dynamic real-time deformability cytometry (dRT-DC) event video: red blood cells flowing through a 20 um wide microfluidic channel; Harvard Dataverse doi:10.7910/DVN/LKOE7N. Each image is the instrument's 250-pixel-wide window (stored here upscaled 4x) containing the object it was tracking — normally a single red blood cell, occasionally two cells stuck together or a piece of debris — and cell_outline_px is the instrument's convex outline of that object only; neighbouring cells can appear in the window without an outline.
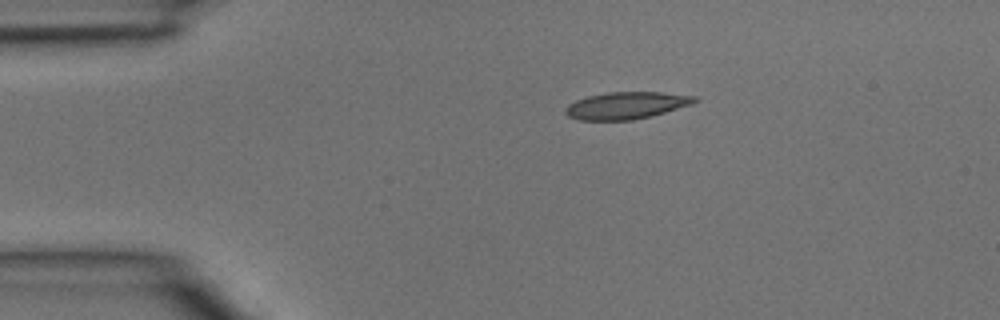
{"species": "common noctule bat (a hibernating species)", "species_latin": "Nyctalus noctula", "temperature_condition": "room temperature", "stored_images_in_passage": 2, "camera_frame_rate_fps": 3000, "um_per_image_px": 0.085, "animal": {"sex": "male", "body_mass_g": 15.6}, "frame": {"image": 1, "passage_image": 1, "time_ms": 0.0, "image_size_px": [1000, 320], "cell_outline_px": [[700, 100], [692, 104], [652, 116], [632, 120], [580, 120], [568, 116], [564, 112], [564, 108], [568, 104], [576, 100], [588, 96], [608, 92], [660, 92], [696, 96]], "centroid_in_image_um": [53.24, 8.96], "position_along_channel_um": 31.8, "area_um2": 20.46}}